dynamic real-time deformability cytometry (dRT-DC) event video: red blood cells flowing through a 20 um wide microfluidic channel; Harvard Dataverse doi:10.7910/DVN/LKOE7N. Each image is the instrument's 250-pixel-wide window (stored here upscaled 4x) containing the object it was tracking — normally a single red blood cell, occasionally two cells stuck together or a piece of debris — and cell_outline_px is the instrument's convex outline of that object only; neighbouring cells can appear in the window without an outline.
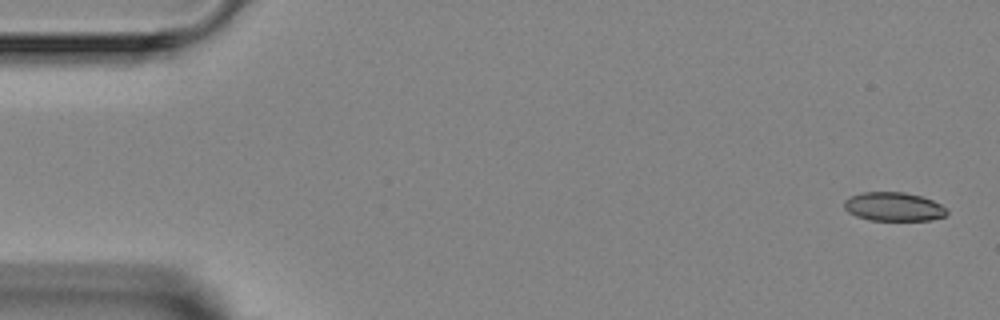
{"species": "Egyptian fruit bat (a non-hibernating species)", "species_latin": "Rousettus aegyptiacus", "temperature_condition": "room temperature", "stored_images_in_passage": 2, "camera_frame_rate_fps": 3000, "um_per_image_px": 0.085, "animal": {"sex": "female"}, "frame": {"image": 1, "passage_image": 2, "time_ms": 1.333, "image_size_px": [1000, 320], "cell_outline_px": [[948, 212], [944, 216], [928, 220], [868, 220], [856, 216], [848, 212], [844, 208], [844, 200], [852, 196], [864, 192], [904, 192], [920, 196], [932, 200], [948, 208]], "centroid_in_image_um": [75.96, 17.57], "position_along_channel_um": 9.0, "area_um2": 17.17}}